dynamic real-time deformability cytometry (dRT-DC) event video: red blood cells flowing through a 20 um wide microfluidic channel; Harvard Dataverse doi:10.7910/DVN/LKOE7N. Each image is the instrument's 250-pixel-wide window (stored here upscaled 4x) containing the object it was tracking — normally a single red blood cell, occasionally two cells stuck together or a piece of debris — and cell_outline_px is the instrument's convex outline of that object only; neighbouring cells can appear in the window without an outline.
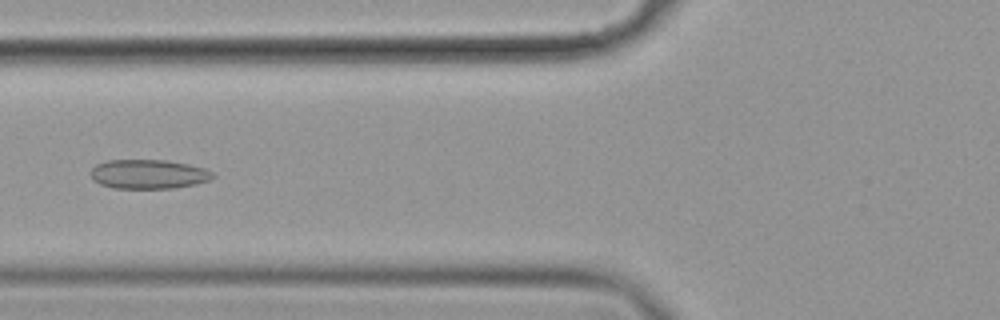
{"species": "common noctule bat (a hibernating species)", "species_latin": "Nyctalus noctula", "temperature_condition": "cold", "stored_images_in_passage": 8, "camera_frame_rate_fps": 3000, "um_per_image_px": 0.085, "animal": {"sex": "female", "body_mass_g": 19.9}, "frame": {"image": 1, "passage_image": 5, "time_ms": 1.333, "image_size_px": [1000, 320], "cell_outline_px": [[216, 176], [208, 180], [196, 184], [172, 188], [112, 188], [100, 184], [92, 180], [92, 168], [96, 164], [108, 160], [164, 160], [188, 164], [204, 168], [212, 172]], "centroid_in_image_um": [12.61, 14.8], "position_along_channel_um": 113.2, "area_um2": 20.75}}
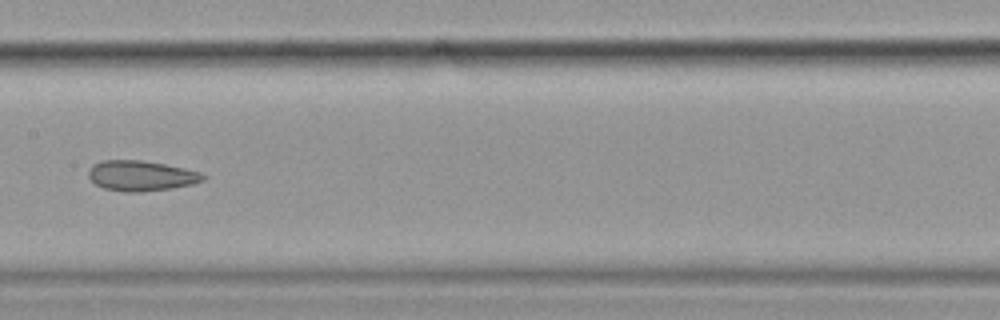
{"frame": {"image": 2, "passage_image": 7, "time_ms": 2.0, "image_size_px": [1000, 320], "cell_outline_px": [[208, 176], [204, 180], [192, 184], [172, 188], [140, 192], [124, 192], [104, 188], [96, 184], [88, 176], [88, 168], [92, 164], [104, 160], [140, 160], [164, 164], [184, 168], [200, 172]], "centroid_in_image_um": [11.99, 14.94], "position_along_channel_um": 195.4, "area_um2": 20.29}}
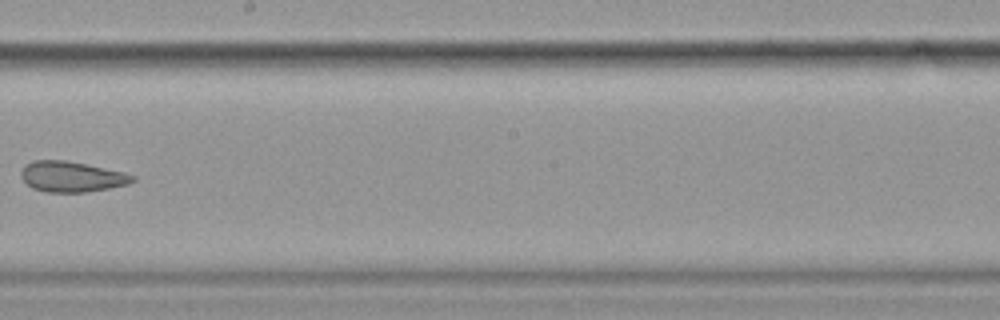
{"frame": {"image": 3, "passage_image": 8, "time_ms": 2.333, "image_size_px": [1000, 320], "cell_outline_px": [[136, 180], [128, 184], [108, 188], [84, 192], [48, 192], [32, 188], [20, 176], [20, 172], [32, 160], [68, 160], [88, 164], [124, 172], [136, 176]], "centroid_in_image_um": [6.12, 15.01], "position_along_channel_um": 242.1, "area_um2": 19.83}}